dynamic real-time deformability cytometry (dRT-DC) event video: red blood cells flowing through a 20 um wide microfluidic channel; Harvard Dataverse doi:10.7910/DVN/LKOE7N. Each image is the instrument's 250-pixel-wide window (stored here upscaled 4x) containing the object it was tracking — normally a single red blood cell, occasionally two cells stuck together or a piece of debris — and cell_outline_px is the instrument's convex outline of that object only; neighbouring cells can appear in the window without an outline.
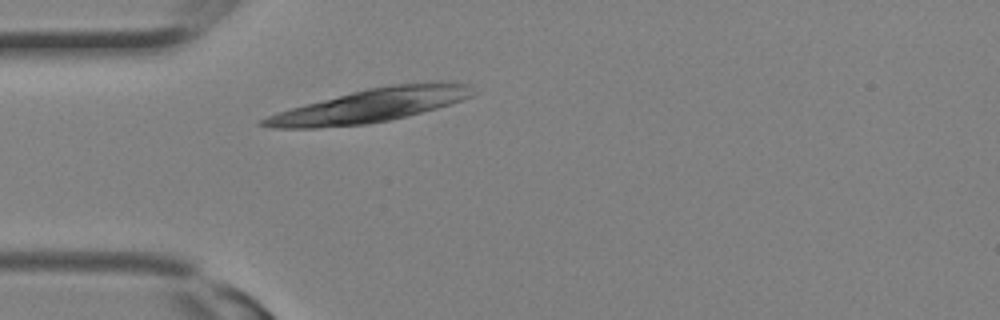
{"species": "Egyptian fruit bat (a non-hibernating species)", "species_latin": "Rousettus aegyptiacus", "temperature_condition": "room temperature", "stored_images_in_passage": 5, "camera_frame_rate_fps": 3000, "um_per_image_px": 0.085, "animal": {"sex": "female"}, "frame": {"image": 1, "passage_image": 1, "time_ms": 0.0, "image_size_px": [1000, 320], "cell_outline_px": [[472, 96], [436, 108], [388, 120], [368, 124], [316, 128], [272, 128], [256, 124], [260, 120], [268, 116], [304, 104], [368, 88], [392, 84], [440, 80], [468, 84]], "centroid_in_image_um": [31.47, 8.96], "position_along_channel_um": 53.5, "area_um2": 40.4}}
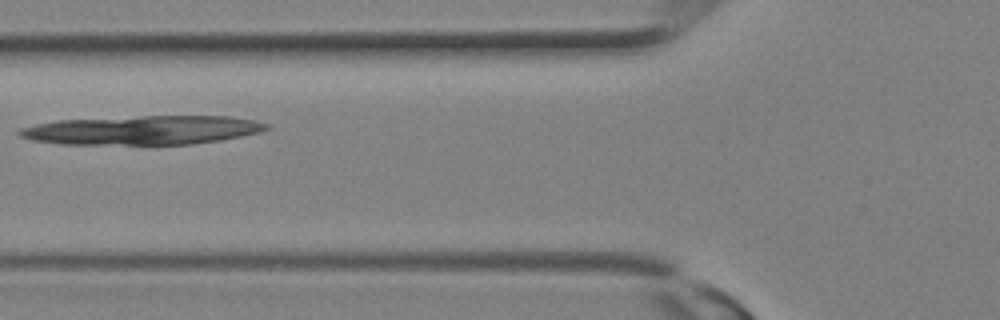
{"frame": {"image": 2, "passage_image": 4, "time_ms": 1.0, "image_size_px": [1000, 320], "cell_outline_px": [[272, 128], [260, 132], [220, 140], [192, 144], [60, 144], [32, 140], [20, 136], [16, 132], [20, 128], [36, 124], [56, 120], [140, 116], [228, 116], [252, 120], [268, 124]], "centroid_in_image_um": [12.09, 11.06], "position_along_channel_um": 113.7, "area_um2": 41.67}}